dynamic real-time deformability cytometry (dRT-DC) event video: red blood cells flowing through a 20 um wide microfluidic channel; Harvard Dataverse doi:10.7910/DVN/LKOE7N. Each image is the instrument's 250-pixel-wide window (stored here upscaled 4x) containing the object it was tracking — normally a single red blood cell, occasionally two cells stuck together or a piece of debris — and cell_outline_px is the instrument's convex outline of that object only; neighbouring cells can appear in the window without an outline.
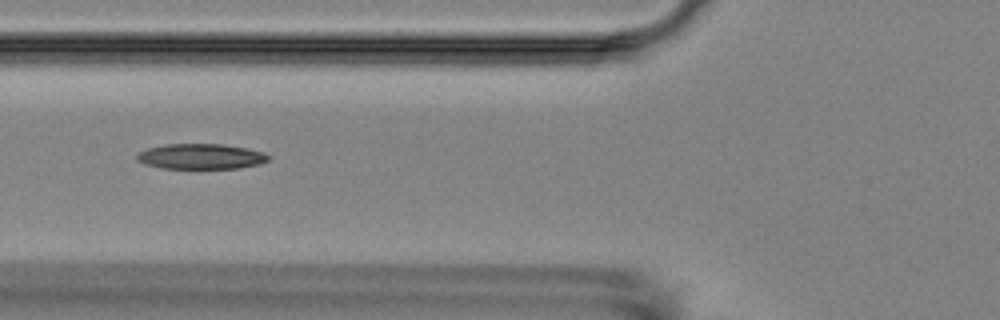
{"species": "Egyptian fruit bat (a non-hibernating species)", "species_latin": "Rousettus aegyptiacus", "temperature_condition": "room temperature", "stored_images_in_passage": 10, "camera_frame_rate_fps": 3000, "um_per_image_px": 0.085, "animal": {"sex": "female"}, "frame": {"image": 1, "passage_image": 6, "time_ms": 6.333, "image_size_px": [1000, 320], "cell_outline_px": [[268, 160], [260, 164], [240, 168], [160, 168], [144, 164], [136, 160], [136, 156], [140, 152], [148, 148], [164, 144], [224, 144], [264, 152], [268, 156]], "centroid_in_image_um": [17.05, 13.3], "position_along_channel_um": 108.8, "area_um2": 19.36}}
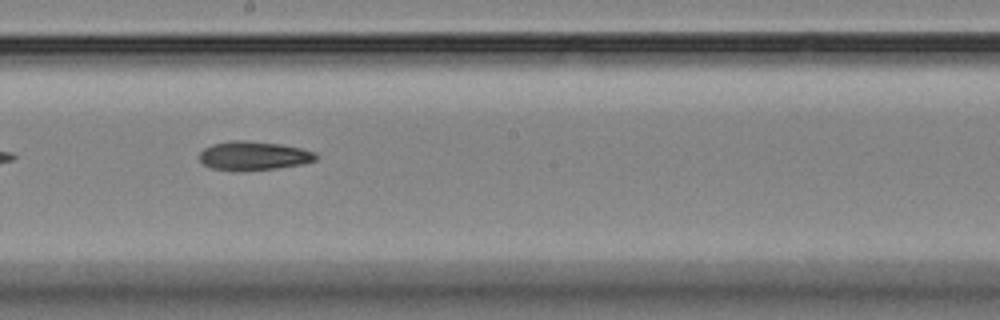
{"frame": {"image": 2, "passage_image": 9, "time_ms": 9.667, "image_size_px": [1000, 320], "cell_outline_px": [[320, 156], [316, 160], [300, 164], [276, 168], [236, 172], [232, 172], [212, 168], [204, 164], [200, 160], [200, 152], [204, 148], [212, 144], [228, 140], [244, 140], [280, 144], [300, 148], [316, 152]], "centroid_in_image_um": [21.54, 13.24], "position_along_channel_um": 226.7, "area_um2": 19.83}}
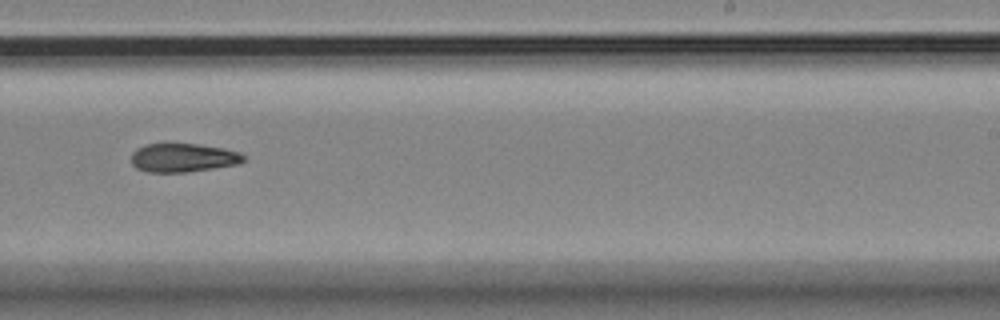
{"frame": {"image": 3, "passage_image": 10, "time_ms": 11.0, "image_size_px": [1000, 320], "cell_outline_px": [[248, 156], [240, 164], [188, 172], [148, 172], [136, 168], [132, 164], [132, 152], [136, 148], [144, 144], [168, 140], [224, 148], [240, 152]], "centroid_in_image_um": [15.55, 13.36], "position_along_channel_um": 273.5, "area_um2": 19.71}}